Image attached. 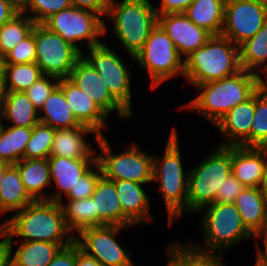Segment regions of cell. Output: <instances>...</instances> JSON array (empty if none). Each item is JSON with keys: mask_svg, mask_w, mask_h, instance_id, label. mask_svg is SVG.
Masks as SVG:
<instances>
[{"mask_svg": "<svg viewBox=\"0 0 267 266\" xmlns=\"http://www.w3.org/2000/svg\"><path fill=\"white\" fill-rule=\"evenodd\" d=\"M261 85L262 76L241 69L232 76L196 85L194 88L199 94L179 108L195 111L216 125L227 112L249 99Z\"/></svg>", "mask_w": 267, "mask_h": 266, "instance_id": "6da1fadb", "label": "cell"}, {"mask_svg": "<svg viewBox=\"0 0 267 266\" xmlns=\"http://www.w3.org/2000/svg\"><path fill=\"white\" fill-rule=\"evenodd\" d=\"M8 240L73 243L74 234L66 225L59 202L35 200L4 221Z\"/></svg>", "mask_w": 267, "mask_h": 266, "instance_id": "7a4b0ae2", "label": "cell"}, {"mask_svg": "<svg viewBox=\"0 0 267 266\" xmlns=\"http://www.w3.org/2000/svg\"><path fill=\"white\" fill-rule=\"evenodd\" d=\"M198 212L201 215L204 212L200 221L204 244L192 241L186 243L198 253L224 255L223 252L234 244L254 239L244 226L234 203H212L204 206Z\"/></svg>", "mask_w": 267, "mask_h": 266, "instance_id": "3957f363", "label": "cell"}, {"mask_svg": "<svg viewBox=\"0 0 267 266\" xmlns=\"http://www.w3.org/2000/svg\"><path fill=\"white\" fill-rule=\"evenodd\" d=\"M150 0H110L107 9L110 25L104 21V34L113 26L115 37L122 48L134 59L144 46L149 34L158 24V15Z\"/></svg>", "mask_w": 267, "mask_h": 266, "instance_id": "277c9868", "label": "cell"}, {"mask_svg": "<svg viewBox=\"0 0 267 266\" xmlns=\"http://www.w3.org/2000/svg\"><path fill=\"white\" fill-rule=\"evenodd\" d=\"M165 152L161 159L153 157V181L159 182V191L164 199L168 214V226L187 214V197L189 173H184L182 155L179 147V136L174 127L169 133Z\"/></svg>", "mask_w": 267, "mask_h": 266, "instance_id": "5b68a950", "label": "cell"}, {"mask_svg": "<svg viewBox=\"0 0 267 266\" xmlns=\"http://www.w3.org/2000/svg\"><path fill=\"white\" fill-rule=\"evenodd\" d=\"M240 70L239 46L222 35H212L204 46L184 58L183 78L195 87L232 76Z\"/></svg>", "mask_w": 267, "mask_h": 266, "instance_id": "8992f818", "label": "cell"}, {"mask_svg": "<svg viewBox=\"0 0 267 266\" xmlns=\"http://www.w3.org/2000/svg\"><path fill=\"white\" fill-rule=\"evenodd\" d=\"M187 213L215 203L218 189L232 174L231 146L217 148L189 170Z\"/></svg>", "mask_w": 267, "mask_h": 266, "instance_id": "52a82bcc", "label": "cell"}, {"mask_svg": "<svg viewBox=\"0 0 267 266\" xmlns=\"http://www.w3.org/2000/svg\"><path fill=\"white\" fill-rule=\"evenodd\" d=\"M95 143L102 151L97 154V162L106 179L152 184L154 156L142 151L138 144L131 143L128 149L115 154L105 135L100 136Z\"/></svg>", "mask_w": 267, "mask_h": 266, "instance_id": "ba28073f", "label": "cell"}, {"mask_svg": "<svg viewBox=\"0 0 267 266\" xmlns=\"http://www.w3.org/2000/svg\"><path fill=\"white\" fill-rule=\"evenodd\" d=\"M134 60L148 72L151 89H156L174 76L184 77V59L179 55L173 40L158 24L149 34L143 48L135 54Z\"/></svg>", "mask_w": 267, "mask_h": 266, "instance_id": "9c48e42d", "label": "cell"}, {"mask_svg": "<svg viewBox=\"0 0 267 266\" xmlns=\"http://www.w3.org/2000/svg\"><path fill=\"white\" fill-rule=\"evenodd\" d=\"M104 21L105 18L94 11L71 6L53 14L42 24L82 53L78 45L82 40L87 49L103 43L100 37L105 35Z\"/></svg>", "mask_w": 267, "mask_h": 266, "instance_id": "30bf717a", "label": "cell"}, {"mask_svg": "<svg viewBox=\"0 0 267 266\" xmlns=\"http://www.w3.org/2000/svg\"><path fill=\"white\" fill-rule=\"evenodd\" d=\"M87 52V55L82 52V56L104 80L111 95L133 115L131 73L130 69L124 65V60L105 42L88 48Z\"/></svg>", "mask_w": 267, "mask_h": 266, "instance_id": "8fae6325", "label": "cell"}, {"mask_svg": "<svg viewBox=\"0 0 267 266\" xmlns=\"http://www.w3.org/2000/svg\"><path fill=\"white\" fill-rule=\"evenodd\" d=\"M36 64L44 75L68 78L82 53L43 24L35 25Z\"/></svg>", "mask_w": 267, "mask_h": 266, "instance_id": "7c38bea8", "label": "cell"}, {"mask_svg": "<svg viewBox=\"0 0 267 266\" xmlns=\"http://www.w3.org/2000/svg\"><path fill=\"white\" fill-rule=\"evenodd\" d=\"M125 226L102 225L82 230L75 241L88 255L94 257L103 266H133L131 253L115 239Z\"/></svg>", "mask_w": 267, "mask_h": 266, "instance_id": "4fadbf2b", "label": "cell"}, {"mask_svg": "<svg viewBox=\"0 0 267 266\" xmlns=\"http://www.w3.org/2000/svg\"><path fill=\"white\" fill-rule=\"evenodd\" d=\"M267 22V7L257 0H226L221 35L240 45Z\"/></svg>", "mask_w": 267, "mask_h": 266, "instance_id": "5bb4252c", "label": "cell"}, {"mask_svg": "<svg viewBox=\"0 0 267 266\" xmlns=\"http://www.w3.org/2000/svg\"><path fill=\"white\" fill-rule=\"evenodd\" d=\"M68 79L88 94L107 116L115 111L123 119L132 117L111 95L104 80L83 56L77 60Z\"/></svg>", "mask_w": 267, "mask_h": 266, "instance_id": "9a60e30c", "label": "cell"}, {"mask_svg": "<svg viewBox=\"0 0 267 266\" xmlns=\"http://www.w3.org/2000/svg\"><path fill=\"white\" fill-rule=\"evenodd\" d=\"M158 25L173 40L179 55L185 58L212 37L211 33L197 26L184 13L159 15Z\"/></svg>", "mask_w": 267, "mask_h": 266, "instance_id": "2e32d148", "label": "cell"}, {"mask_svg": "<svg viewBox=\"0 0 267 266\" xmlns=\"http://www.w3.org/2000/svg\"><path fill=\"white\" fill-rule=\"evenodd\" d=\"M97 158H67L49 156L48 164L52 186L55 184V193L49 195V201L62 202L65 196L74 189L78 179L82 177L95 163Z\"/></svg>", "mask_w": 267, "mask_h": 266, "instance_id": "e0dca14e", "label": "cell"}, {"mask_svg": "<svg viewBox=\"0 0 267 266\" xmlns=\"http://www.w3.org/2000/svg\"><path fill=\"white\" fill-rule=\"evenodd\" d=\"M254 117V94L227 112L215 125L224 136L219 146L250 147V127Z\"/></svg>", "mask_w": 267, "mask_h": 266, "instance_id": "ac0fdd59", "label": "cell"}, {"mask_svg": "<svg viewBox=\"0 0 267 266\" xmlns=\"http://www.w3.org/2000/svg\"><path fill=\"white\" fill-rule=\"evenodd\" d=\"M58 85L63 90L67 104L76 120L84 126L92 128L99 136H103L102 129L108 127L109 118L100 107L85 94L82 89L73 84L68 78L59 80Z\"/></svg>", "mask_w": 267, "mask_h": 266, "instance_id": "d6986e66", "label": "cell"}, {"mask_svg": "<svg viewBox=\"0 0 267 266\" xmlns=\"http://www.w3.org/2000/svg\"><path fill=\"white\" fill-rule=\"evenodd\" d=\"M232 175L245 187H258L267 167V148L231 146Z\"/></svg>", "mask_w": 267, "mask_h": 266, "instance_id": "ffe728a7", "label": "cell"}, {"mask_svg": "<svg viewBox=\"0 0 267 266\" xmlns=\"http://www.w3.org/2000/svg\"><path fill=\"white\" fill-rule=\"evenodd\" d=\"M94 134L96 141L99 135L87 126H76L70 129H56L50 156L67 158H97L96 149L86 140L87 134ZM96 153V154H95Z\"/></svg>", "mask_w": 267, "mask_h": 266, "instance_id": "44dd1931", "label": "cell"}, {"mask_svg": "<svg viewBox=\"0 0 267 266\" xmlns=\"http://www.w3.org/2000/svg\"><path fill=\"white\" fill-rule=\"evenodd\" d=\"M120 200L123 214L134 224L152 222L150 200L143 187L146 184L128 180H111ZM144 188V189H143Z\"/></svg>", "mask_w": 267, "mask_h": 266, "instance_id": "7402d4cb", "label": "cell"}, {"mask_svg": "<svg viewBox=\"0 0 267 266\" xmlns=\"http://www.w3.org/2000/svg\"><path fill=\"white\" fill-rule=\"evenodd\" d=\"M91 198L98 213V226L119 225L130 227L134 224L123 214L113 181L102 176Z\"/></svg>", "mask_w": 267, "mask_h": 266, "instance_id": "603a6c76", "label": "cell"}, {"mask_svg": "<svg viewBox=\"0 0 267 266\" xmlns=\"http://www.w3.org/2000/svg\"><path fill=\"white\" fill-rule=\"evenodd\" d=\"M10 245L11 266H48L62 247L72 243H52L42 241H19L20 244L14 252L13 240Z\"/></svg>", "mask_w": 267, "mask_h": 266, "instance_id": "cb8c5ba5", "label": "cell"}, {"mask_svg": "<svg viewBox=\"0 0 267 266\" xmlns=\"http://www.w3.org/2000/svg\"><path fill=\"white\" fill-rule=\"evenodd\" d=\"M234 204L253 236L267 227V207L258 187H245Z\"/></svg>", "mask_w": 267, "mask_h": 266, "instance_id": "d4e9b609", "label": "cell"}, {"mask_svg": "<svg viewBox=\"0 0 267 266\" xmlns=\"http://www.w3.org/2000/svg\"><path fill=\"white\" fill-rule=\"evenodd\" d=\"M27 193L34 200L49 201L45 188L52 186L48 159H22L15 164Z\"/></svg>", "mask_w": 267, "mask_h": 266, "instance_id": "484cf974", "label": "cell"}, {"mask_svg": "<svg viewBox=\"0 0 267 266\" xmlns=\"http://www.w3.org/2000/svg\"><path fill=\"white\" fill-rule=\"evenodd\" d=\"M39 122L54 129L84 126L76 120L59 85L53 89L44 105L39 109Z\"/></svg>", "mask_w": 267, "mask_h": 266, "instance_id": "4316f807", "label": "cell"}, {"mask_svg": "<svg viewBox=\"0 0 267 266\" xmlns=\"http://www.w3.org/2000/svg\"><path fill=\"white\" fill-rule=\"evenodd\" d=\"M34 201L23 186L18 168L10 165L0 183V215L22 210Z\"/></svg>", "mask_w": 267, "mask_h": 266, "instance_id": "83f0119b", "label": "cell"}, {"mask_svg": "<svg viewBox=\"0 0 267 266\" xmlns=\"http://www.w3.org/2000/svg\"><path fill=\"white\" fill-rule=\"evenodd\" d=\"M226 0H194L184 14L212 35H221Z\"/></svg>", "mask_w": 267, "mask_h": 266, "instance_id": "f1b7e54d", "label": "cell"}, {"mask_svg": "<svg viewBox=\"0 0 267 266\" xmlns=\"http://www.w3.org/2000/svg\"><path fill=\"white\" fill-rule=\"evenodd\" d=\"M0 119L7 121L8 126L33 127L39 122V110L25 92L8 91Z\"/></svg>", "mask_w": 267, "mask_h": 266, "instance_id": "f546056e", "label": "cell"}, {"mask_svg": "<svg viewBox=\"0 0 267 266\" xmlns=\"http://www.w3.org/2000/svg\"><path fill=\"white\" fill-rule=\"evenodd\" d=\"M239 63L241 69L265 76L267 73V22L255 36L239 45Z\"/></svg>", "mask_w": 267, "mask_h": 266, "instance_id": "4dcf8cb0", "label": "cell"}, {"mask_svg": "<svg viewBox=\"0 0 267 266\" xmlns=\"http://www.w3.org/2000/svg\"><path fill=\"white\" fill-rule=\"evenodd\" d=\"M32 134V127H0V162L15 165L24 159V152Z\"/></svg>", "mask_w": 267, "mask_h": 266, "instance_id": "1f68e13d", "label": "cell"}, {"mask_svg": "<svg viewBox=\"0 0 267 266\" xmlns=\"http://www.w3.org/2000/svg\"><path fill=\"white\" fill-rule=\"evenodd\" d=\"M66 202L59 203L63 210L66 225L74 236L86 228L98 226V213L95 211L94 201L91 197L67 200Z\"/></svg>", "mask_w": 267, "mask_h": 266, "instance_id": "d6a6232c", "label": "cell"}, {"mask_svg": "<svg viewBox=\"0 0 267 266\" xmlns=\"http://www.w3.org/2000/svg\"><path fill=\"white\" fill-rule=\"evenodd\" d=\"M175 241L166 247V266H226L223 255L201 254L191 249L186 242Z\"/></svg>", "mask_w": 267, "mask_h": 266, "instance_id": "836d02e7", "label": "cell"}, {"mask_svg": "<svg viewBox=\"0 0 267 266\" xmlns=\"http://www.w3.org/2000/svg\"><path fill=\"white\" fill-rule=\"evenodd\" d=\"M36 23L27 15L19 12L0 27V60L24 38L30 35Z\"/></svg>", "mask_w": 267, "mask_h": 266, "instance_id": "e575fe53", "label": "cell"}, {"mask_svg": "<svg viewBox=\"0 0 267 266\" xmlns=\"http://www.w3.org/2000/svg\"><path fill=\"white\" fill-rule=\"evenodd\" d=\"M6 77V87L11 92H24L35 83L42 73L36 63L0 64Z\"/></svg>", "mask_w": 267, "mask_h": 266, "instance_id": "d590c367", "label": "cell"}, {"mask_svg": "<svg viewBox=\"0 0 267 266\" xmlns=\"http://www.w3.org/2000/svg\"><path fill=\"white\" fill-rule=\"evenodd\" d=\"M250 147L267 148V89L254 93V117L250 127Z\"/></svg>", "mask_w": 267, "mask_h": 266, "instance_id": "8d00e7d4", "label": "cell"}, {"mask_svg": "<svg viewBox=\"0 0 267 266\" xmlns=\"http://www.w3.org/2000/svg\"><path fill=\"white\" fill-rule=\"evenodd\" d=\"M55 130L41 122L36 123L32 127V134L24 152V159H48Z\"/></svg>", "mask_w": 267, "mask_h": 266, "instance_id": "74e56055", "label": "cell"}, {"mask_svg": "<svg viewBox=\"0 0 267 266\" xmlns=\"http://www.w3.org/2000/svg\"><path fill=\"white\" fill-rule=\"evenodd\" d=\"M71 6L70 0H27L22 13L27 14L36 24H42L53 14Z\"/></svg>", "mask_w": 267, "mask_h": 266, "instance_id": "f35d334b", "label": "cell"}, {"mask_svg": "<svg viewBox=\"0 0 267 266\" xmlns=\"http://www.w3.org/2000/svg\"><path fill=\"white\" fill-rule=\"evenodd\" d=\"M36 63L35 26L30 35L19 42L1 60L0 64Z\"/></svg>", "mask_w": 267, "mask_h": 266, "instance_id": "ab89813d", "label": "cell"}, {"mask_svg": "<svg viewBox=\"0 0 267 266\" xmlns=\"http://www.w3.org/2000/svg\"><path fill=\"white\" fill-rule=\"evenodd\" d=\"M102 176L100 165L96 162L82 177L78 179L74 189H71V191L66 195V199L79 200L91 197L96 189L99 179Z\"/></svg>", "mask_w": 267, "mask_h": 266, "instance_id": "60d3db41", "label": "cell"}, {"mask_svg": "<svg viewBox=\"0 0 267 266\" xmlns=\"http://www.w3.org/2000/svg\"><path fill=\"white\" fill-rule=\"evenodd\" d=\"M59 80V78L51 75H43L24 92L39 110L53 89L58 85Z\"/></svg>", "mask_w": 267, "mask_h": 266, "instance_id": "b9f144b4", "label": "cell"}, {"mask_svg": "<svg viewBox=\"0 0 267 266\" xmlns=\"http://www.w3.org/2000/svg\"><path fill=\"white\" fill-rule=\"evenodd\" d=\"M244 188L245 186L231 174L224 180L221 189H218L215 203H234Z\"/></svg>", "mask_w": 267, "mask_h": 266, "instance_id": "7bdbcfd3", "label": "cell"}, {"mask_svg": "<svg viewBox=\"0 0 267 266\" xmlns=\"http://www.w3.org/2000/svg\"><path fill=\"white\" fill-rule=\"evenodd\" d=\"M76 263V241L62 247L48 266H75Z\"/></svg>", "mask_w": 267, "mask_h": 266, "instance_id": "ee69618b", "label": "cell"}, {"mask_svg": "<svg viewBox=\"0 0 267 266\" xmlns=\"http://www.w3.org/2000/svg\"><path fill=\"white\" fill-rule=\"evenodd\" d=\"M194 0H161L159 7H154L156 14L184 13Z\"/></svg>", "mask_w": 267, "mask_h": 266, "instance_id": "f6af8a7d", "label": "cell"}, {"mask_svg": "<svg viewBox=\"0 0 267 266\" xmlns=\"http://www.w3.org/2000/svg\"><path fill=\"white\" fill-rule=\"evenodd\" d=\"M73 7L88 9L100 14L106 15L110 0H70Z\"/></svg>", "mask_w": 267, "mask_h": 266, "instance_id": "bcb514c9", "label": "cell"}, {"mask_svg": "<svg viewBox=\"0 0 267 266\" xmlns=\"http://www.w3.org/2000/svg\"><path fill=\"white\" fill-rule=\"evenodd\" d=\"M253 238L260 239L263 242V250L261 249L258 242H256V266H267V227L256 233Z\"/></svg>", "mask_w": 267, "mask_h": 266, "instance_id": "7dc6e473", "label": "cell"}, {"mask_svg": "<svg viewBox=\"0 0 267 266\" xmlns=\"http://www.w3.org/2000/svg\"><path fill=\"white\" fill-rule=\"evenodd\" d=\"M75 266H103L94 257L83 251L76 242V263Z\"/></svg>", "mask_w": 267, "mask_h": 266, "instance_id": "c3c4849f", "label": "cell"}, {"mask_svg": "<svg viewBox=\"0 0 267 266\" xmlns=\"http://www.w3.org/2000/svg\"><path fill=\"white\" fill-rule=\"evenodd\" d=\"M0 266H11L10 261V245L7 239V235L4 231L0 233Z\"/></svg>", "mask_w": 267, "mask_h": 266, "instance_id": "681fc988", "label": "cell"}, {"mask_svg": "<svg viewBox=\"0 0 267 266\" xmlns=\"http://www.w3.org/2000/svg\"><path fill=\"white\" fill-rule=\"evenodd\" d=\"M19 11L8 1L0 0V27L10 21Z\"/></svg>", "mask_w": 267, "mask_h": 266, "instance_id": "f907efd6", "label": "cell"}, {"mask_svg": "<svg viewBox=\"0 0 267 266\" xmlns=\"http://www.w3.org/2000/svg\"><path fill=\"white\" fill-rule=\"evenodd\" d=\"M6 77L3 69L0 67V113L3 109L4 103L7 98Z\"/></svg>", "mask_w": 267, "mask_h": 266, "instance_id": "816d5d0a", "label": "cell"}, {"mask_svg": "<svg viewBox=\"0 0 267 266\" xmlns=\"http://www.w3.org/2000/svg\"><path fill=\"white\" fill-rule=\"evenodd\" d=\"M259 191L261 192V195L265 201V205L267 207V167L265 169V172L261 178L260 184L258 186Z\"/></svg>", "mask_w": 267, "mask_h": 266, "instance_id": "f5cc1de1", "label": "cell"}, {"mask_svg": "<svg viewBox=\"0 0 267 266\" xmlns=\"http://www.w3.org/2000/svg\"><path fill=\"white\" fill-rule=\"evenodd\" d=\"M19 12H22L25 9L27 0H6Z\"/></svg>", "mask_w": 267, "mask_h": 266, "instance_id": "db71d44e", "label": "cell"}, {"mask_svg": "<svg viewBox=\"0 0 267 266\" xmlns=\"http://www.w3.org/2000/svg\"><path fill=\"white\" fill-rule=\"evenodd\" d=\"M10 165L9 164H6V163H3V162H0V183L4 177V172L5 170L9 167Z\"/></svg>", "mask_w": 267, "mask_h": 266, "instance_id": "11a10c76", "label": "cell"}, {"mask_svg": "<svg viewBox=\"0 0 267 266\" xmlns=\"http://www.w3.org/2000/svg\"><path fill=\"white\" fill-rule=\"evenodd\" d=\"M265 77V78H264ZM263 78H262V85L267 89V73L265 74V76H264ZM264 79V80H263Z\"/></svg>", "mask_w": 267, "mask_h": 266, "instance_id": "9f6ffc18", "label": "cell"}, {"mask_svg": "<svg viewBox=\"0 0 267 266\" xmlns=\"http://www.w3.org/2000/svg\"><path fill=\"white\" fill-rule=\"evenodd\" d=\"M259 1L263 6L267 7V0H257Z\"/></svg>", "mask_w": 267, "mask_h": 266, "instance_id": "6f0895ef", "label": "cell"}, {"mask_svg": "<svg viewBox=\"0 0 267 266\" xmlns=\"http://www.w3.org/2000/svg\"><path fill=\"white\" fill-rule=\"evenodd\" d=\"M3 230H4V223L1 222V223H0V233H1Z\"/></svg>", "mask_w": 267, "mask_h": 266, "instance_id": "680465c9", "label": "cell"}]
</instances>
